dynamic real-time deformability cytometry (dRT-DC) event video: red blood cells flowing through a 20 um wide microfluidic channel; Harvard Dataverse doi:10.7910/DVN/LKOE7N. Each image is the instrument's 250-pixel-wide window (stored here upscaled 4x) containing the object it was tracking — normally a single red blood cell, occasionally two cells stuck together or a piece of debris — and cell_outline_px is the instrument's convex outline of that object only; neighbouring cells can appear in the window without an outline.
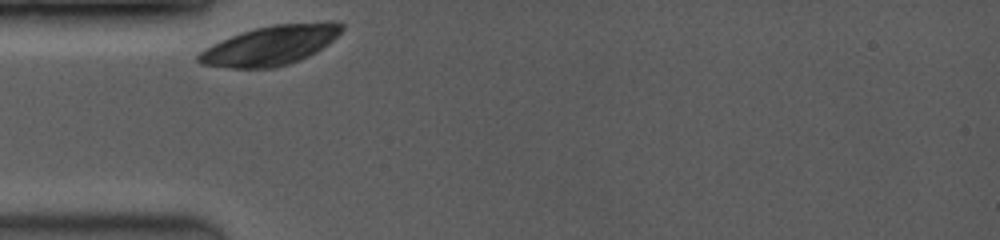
{"species": "common noctule bat (a hibernating species)", "species_latin": "Nyctalus noctula", "temperature_condition": "room temperature", "stored_images_in_passage": 7, "camera_frame_rate_fps": 3500, "um_per_image_px": 0.085, "animal": {"sex": "female", "body_mass_g": 19.0, "forearm_length_mm": 53.3}, "frame": {"image": 1, "passage_image": 1, "time_ms": 0.0, "image_size_px": [1000, 240], "cell_outline_px": [[344, 28], [328, 44], [316, 52], [300, 60], [276, 68], [232, 68], [200, 64], [196, 60], [196, 56], [204, 48], [220, 40], [256, 28], [272, 24], [324, 20], [328, 20], [344, 24]], "centroid_in_image_um": [23.02, 3.84], "position_along_channel_um": 62.0, "area_um2": 33.23}}
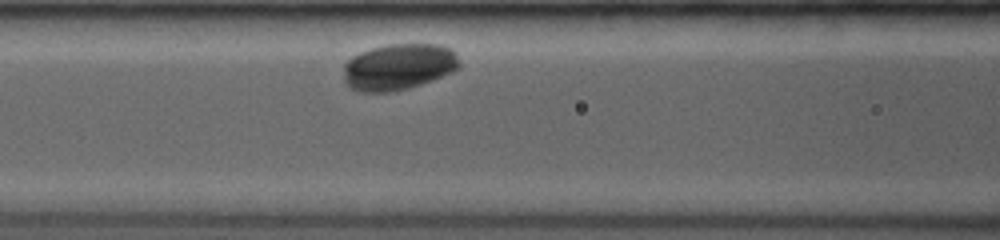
{"frame": {"image": 2, "passage_image": 5, "time_ms": 2.0, "image_size_px": [1000, 240], "cell_outline_px": [[460, 68], [452, 72], [432, 80], [408, 88], [392, 92], [360, 92], [352, 88], [344, 80], [344, 64], [352, 56], [360, 52], [372, 48], [388, 44], [440, 44], [452, 48], [460, 60]], "centroid_in_image_um": [33.9, 5.67], "position_along_channel_um": 132.7, "area_um2": 31.44}}
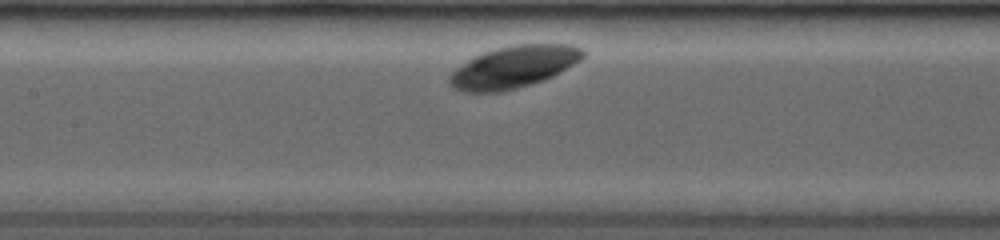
{"frame": {"image": 3, "passage_image": 7, "time_ms": 2.857, "image_size_px": [1000, 240], "cell_outline_px": [[584, 56], [580, 60], [560, 72], [544, 80], [504, 92], [460, 92], [452, 88], [448, 80], [448, 76], [456, 68], [468, 60], [484, 52], [496, 48], [516, 44], [568, 44], [580, 48], [584, 52]], "centroid_in_image_um": [43.62, 5.71], "position_along_channel_um": 163.8, "area_um2": 32.6}}